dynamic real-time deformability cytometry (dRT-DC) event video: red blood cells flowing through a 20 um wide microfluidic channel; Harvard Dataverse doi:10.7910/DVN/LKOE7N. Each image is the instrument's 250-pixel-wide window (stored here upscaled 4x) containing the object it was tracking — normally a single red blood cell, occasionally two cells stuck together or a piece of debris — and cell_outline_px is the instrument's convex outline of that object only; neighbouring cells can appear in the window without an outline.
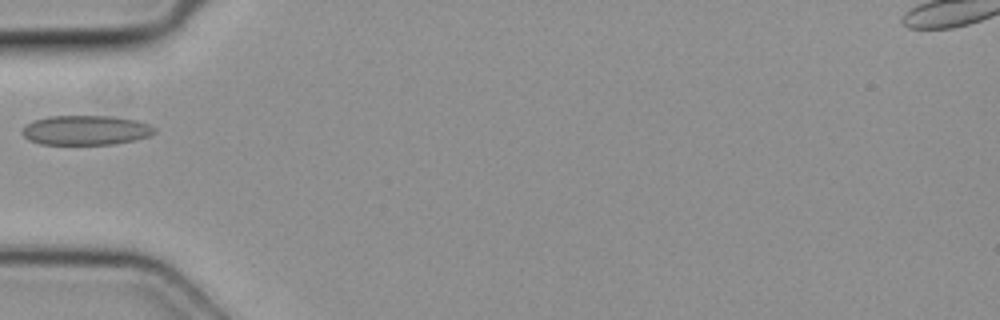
{"species": "common noctule bat (a hibernating species)", "species_latin": "Nyctalus noctula", "temperature_condition": "cold", "stored_images_in_passage": 3, "camera_frame_rate_fps": 3000, "um_per_image_px": 0.085, "animal": {"sex": "female", "body_mass_g": 19.3, "forearm_length_mm": 54.1}, "frame": {"image": 1, "passage_image": 2, "time_ms": 0.333, "image_size_px": [1000, 320], "cell_outline_px": [[156, 132], [148, 136], [136, 140], [112, 144], [40, 144], [28, 140], [20, 132], [32, 120], [48, 116], [112, 116], [136, 120], [148, 124], [156, 128]], "centroid_in_image_um": [7.28, 11.06], "position_along_channel_um": 77.7, "area_um2": 22.89}}
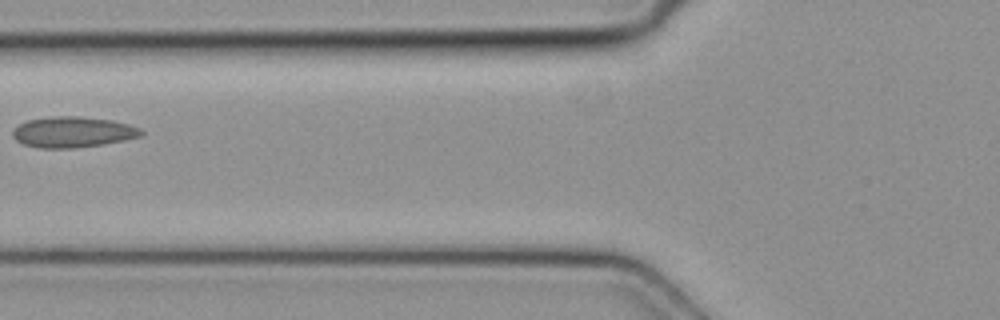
{"frame": {"image": 2, "passage_image": 3, "time_ms": 0.667, "image_size_px": [1000, 320], "cell_outline_px": [[144, 136], [104, 144], [76, 148], [36, 148], [24, 144], [16, 140], [12, 136], [12, 132], [20, 124], [28, 120], [48, 116], [76, 116], [112, 120], [128, 124], [140, 128], [144, 132]], "centroid_in_image_um": [6.21, 11.23], "position_along_channel_um": 119.6, "area_um2": 23.18}}